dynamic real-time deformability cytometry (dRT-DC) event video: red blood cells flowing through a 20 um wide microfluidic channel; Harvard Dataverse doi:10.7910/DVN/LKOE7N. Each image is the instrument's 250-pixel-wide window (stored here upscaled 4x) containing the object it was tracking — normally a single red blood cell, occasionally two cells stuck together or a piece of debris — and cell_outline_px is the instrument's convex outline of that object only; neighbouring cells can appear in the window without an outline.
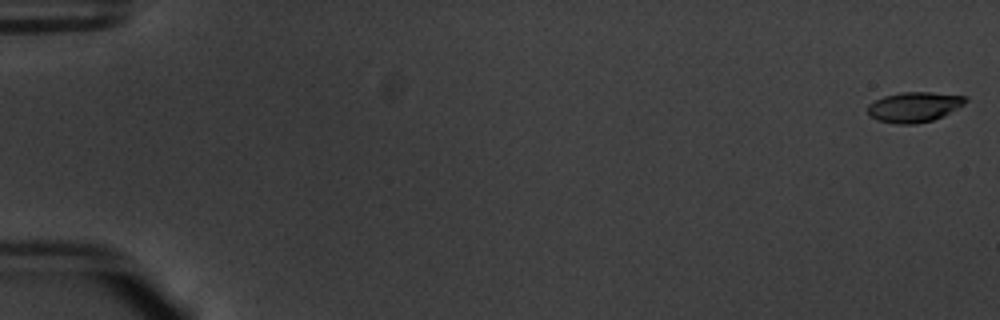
{"species": "common noctule bat (a hibernating species)", "species_latin": "Nyctalus noctula", "temperature_condition": "warm", "stored_images_in_passage": 54, "camera_frame_rate_fps": 3000, "um_per_image_px": 0.085, "animal": {"sex": "male", "body_mass_g": 20.1, "forearm_length_mm": 53.5}, "frame": {"image": 1, "passage_image": 1, "time_ms": 0.0, "image_size_px": [1000, 320], "cell_outline_px": [[968, 100], [964, 104], [944, 116], [932, 120], [916, 124], [900, 124], [876, 120], [868, 116], [868, 104], [884, 96], [900, 92], [932, 92], [968, 96]], "centroid_in_image_um": [77.72, 9.09], "position_along_channel_um": 7.3, "area_um2": 17.34}}
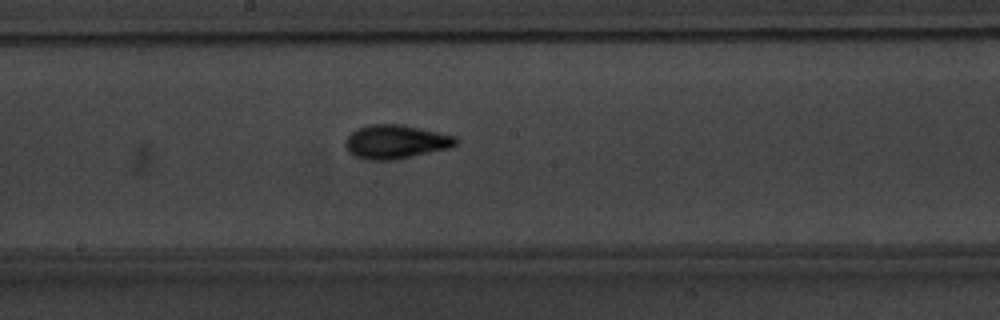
{"frame": {"image": 2, "passage_image": 31, "time_ms": 10.0, "image_size_px": [1000, 320], "cell_outline_px": [[460, 140], [456, 144], [448, 148], [396, 160], [368, 160], [352, 156], [348, 152], [344, 144], [344, 140], [356, 128], [368, 124], [400, 124], [456, 136]], "centroid_in_image_um": [33.59, 12.06], "position_along_channel_um": 214.6, "area_um2": 21.96}}
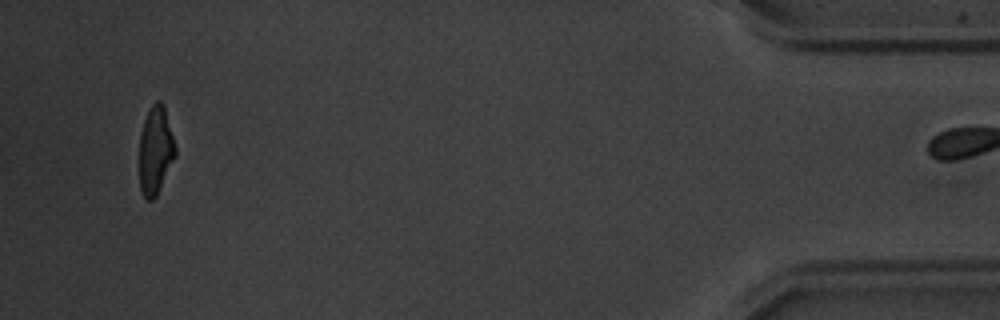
{"frame": {"image": 3, "passage_image": 53, "time_ms": 17.333, "image_size_px": [1000, 320], "cell_outline_px": [[176, 156], [156, 196], [152, 200], [148, 200], [144, 196], [140, 188], [140, 136], [144, 120], [152, 104], [156, 100], [160, 100], [164, 104], [176, 148]], "centroid_in_image_um": [13.23, 12.76], "position_along_channel_um": 422.0, "area_um2": 18.32}}